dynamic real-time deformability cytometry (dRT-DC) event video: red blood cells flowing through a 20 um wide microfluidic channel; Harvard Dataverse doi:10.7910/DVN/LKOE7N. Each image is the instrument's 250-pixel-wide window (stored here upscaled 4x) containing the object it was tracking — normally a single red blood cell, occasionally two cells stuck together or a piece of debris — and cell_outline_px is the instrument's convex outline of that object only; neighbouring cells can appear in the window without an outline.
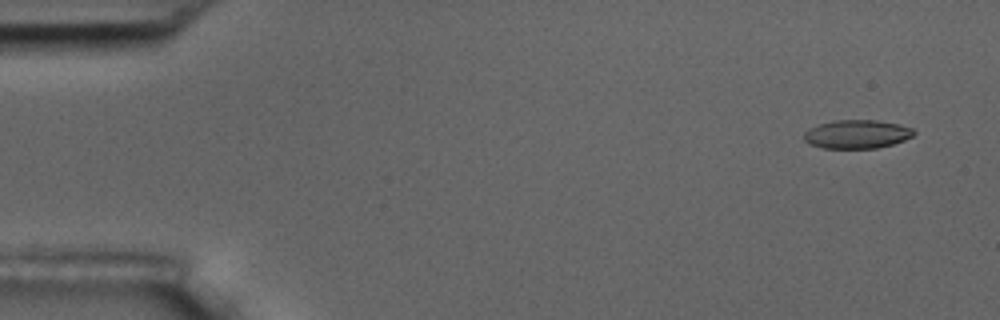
{"species": "common noctule bat (a hibernating species)", "species_latin": "Nyctalus noctula", "temperature_condition": "room temperature", "stored_images_in_passage": 4, "camera_frame_rate_fps": 3000, "um_per_image_px": 0.085, "animal": {"sex": "male", "body_mass_g": 17.5, "forearm_length_mm": 52.3}, "frame": {"image": 1, "passage_image": 1, "time_ms": 0.0, "image_size_px": [1000, 320], "cell_outline_px": [[916, 132], [912, 136], [904, 140], [892, 144], [876, 148], [824, 148], [808, 144], [804, 140], [804, 132], [808, 128], [832, 120], [876, 120], [900, 124], [912, 128]], "centroid_in_image_um": [72.82, 11.4], "position_along_channel_um": 12.2, "area_um2": 18.38}}